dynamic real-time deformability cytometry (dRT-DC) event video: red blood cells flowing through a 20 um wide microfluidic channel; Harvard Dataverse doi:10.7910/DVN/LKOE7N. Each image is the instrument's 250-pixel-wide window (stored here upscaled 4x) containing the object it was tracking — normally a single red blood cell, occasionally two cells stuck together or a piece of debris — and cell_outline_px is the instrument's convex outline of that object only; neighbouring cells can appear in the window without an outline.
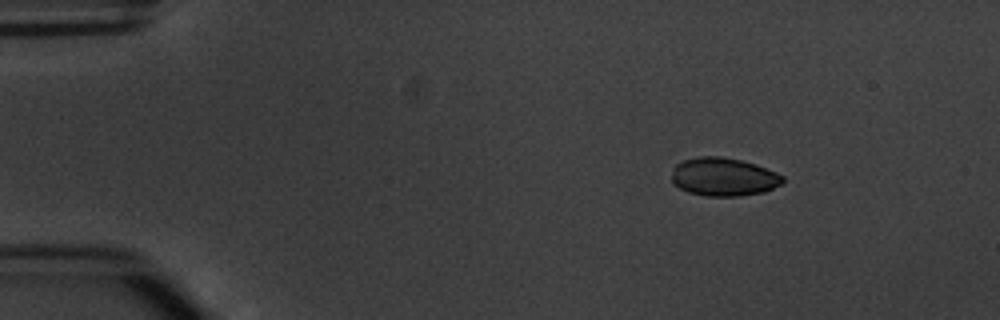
{"species": "common noctule bat (a hibernating species)", "species_latin": "Nyctalus noctula", "temperature_condition": "warm", "stored_images_in_passage": 5, "camera_frame_rate_fps": 3000, "um_per_image_px": 0.085, "animal": {"sex": "male", "body_mass_g": 20.1, "forearm_length_mm": 53.5}, "frame": {"image": 1, "passage_image": 2, "time_ms": 1.333, "image_size_px": [1000, 320], "cell_outline_px": [[784, 184], [764, 192], [736, 196], [704, 196], [688, 192], [672, 184], [672, 172], [676, 164], [684, 160], [696, 156], [720, 156], [740, 160], [756, 164], [776, 172], [784, 176]], "centroid_in_image_um": [61.51, 15.03], "position_along_channel_um": 23.5, "area_um2": 25.03}}
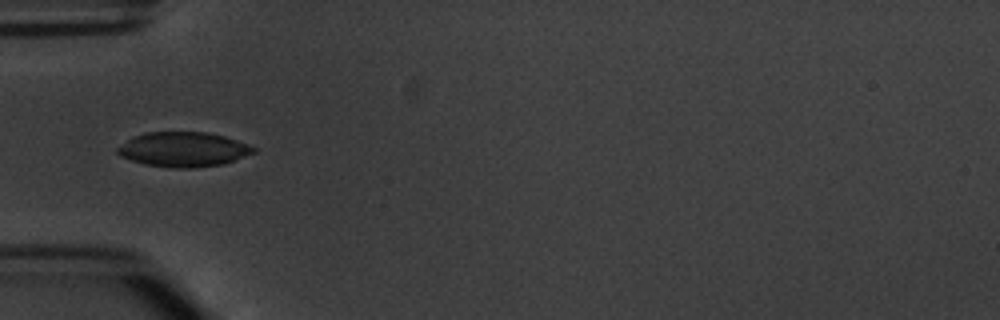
{"frame": {"image": 2, "passage_image": 5, "time_ms": 4.667, "image_size_px": [1000, 320], "cell_outline_px": [[256, 152], [236, 160], [224, 164], [192, 168], [172, 168], [144, 164], [120, 156], [116, 152], [116, 148], [128, 140], [136, 136], [148, 132], [208, 132], [224, 136], [248, 144], [256, 148]], "centroid_in_image_um": [15.62, 12.71], "position_along_channel_um": 69.4, "area_um2": 27.51}}